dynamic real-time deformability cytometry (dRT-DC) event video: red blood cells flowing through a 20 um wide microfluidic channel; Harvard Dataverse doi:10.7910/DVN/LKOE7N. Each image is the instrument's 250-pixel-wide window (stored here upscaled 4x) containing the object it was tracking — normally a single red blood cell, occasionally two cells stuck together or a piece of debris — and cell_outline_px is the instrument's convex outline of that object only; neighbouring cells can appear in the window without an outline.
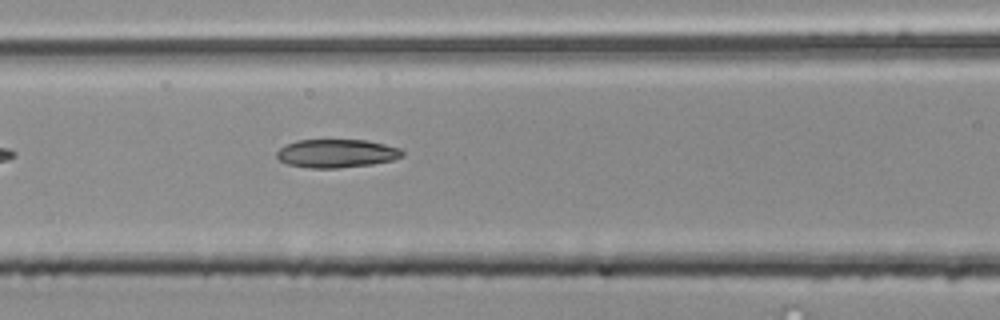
{"species": "common noctule bat (a hibernating species)", "species_latin": "Nyctalus noctula", "temperature_condition": "room temperature", "stored_images_in_passage": 5, "camera_frame_rate_fps": 3000, "um_per_image_px": 0.085, "animal": {"sex": "male", "body_mass_g": 20.4}, "frame": {"image": 1, "passage_image": 5, "time_ms": 1.333, "image_size_px": [1000, 320], "cell_outline_px": [[404, 156], [392, 160], [372, 164], [336, 168], [308, 168], [288, 164], [280, 160], [276, 156], [276, 152], [284, 144], [296, 140], [368, 140], [400, 148], [404, 152]], "centroid_in_image_um": [28.6, 13.03], "position_along_channel_um": 138.0, "area_um2": 20.87}}